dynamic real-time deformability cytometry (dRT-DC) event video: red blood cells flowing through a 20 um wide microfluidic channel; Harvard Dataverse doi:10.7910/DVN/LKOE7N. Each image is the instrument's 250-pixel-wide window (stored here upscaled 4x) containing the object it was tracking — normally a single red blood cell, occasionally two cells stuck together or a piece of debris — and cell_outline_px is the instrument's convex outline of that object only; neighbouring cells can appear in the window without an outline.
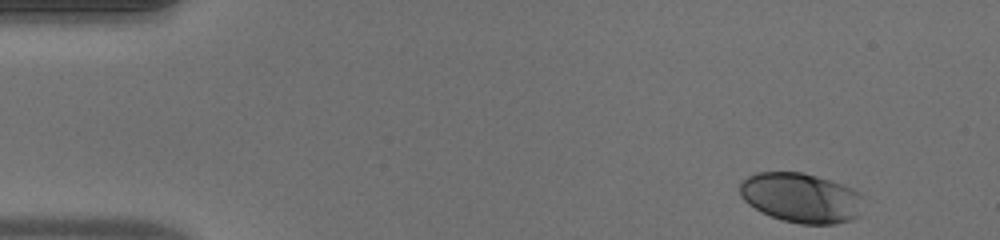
{"species": "human", "species_latin": "Homo sapiens", "temperature_condition": "warm", "stored_images_in_passage": 47, "camera_frame_rate_fps": 3000, "um_per_image_px": 0.085, "donor": {"sex": "male"}, "frame": {"image": 1, "passage_image": 1, "time_ms": 0.0, "image_size_px": [1000, 240], "cell_outline_px": [[864, 196], [860, 216], [852, 220], [836, 224], [800, 224], [784, 220], [760, 212], [748, 204], [740, 196], [740, 184], [748, 176], [756, 172], [804, 172], [852, 188], [860, 192]], "centroid_in_image_um": [68.12, 16.82], "position_along_channel_um": 16.9, "area_um2": 36.07}}
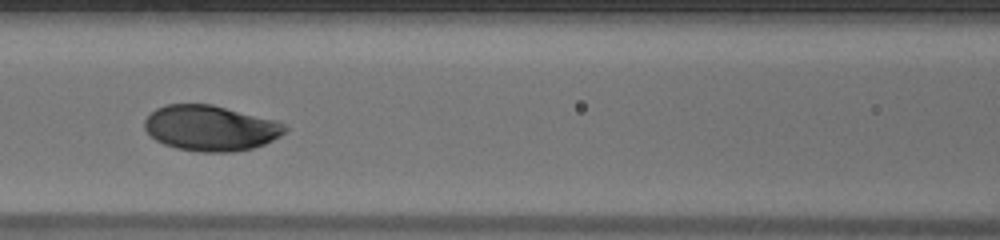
{"frame": {"image": 2, "passage_image": 19, "time_ms": 6.0, "image_size_px": [1000, 240], "cell_outline_px": [[288, 128], [280, 136], [264, 144], [252, 148], [232, 152], [200, 152], [176, 148], [164, 144], [156, 140], [144, 128], [144, 120], [156, 108], [164, 104], [212, 104], [276, 120], [284, 124]], "centroid_in_image_um": [17.89, 10.88], "position_along_channel_um": 148.7, "area_um2": 37.22}}
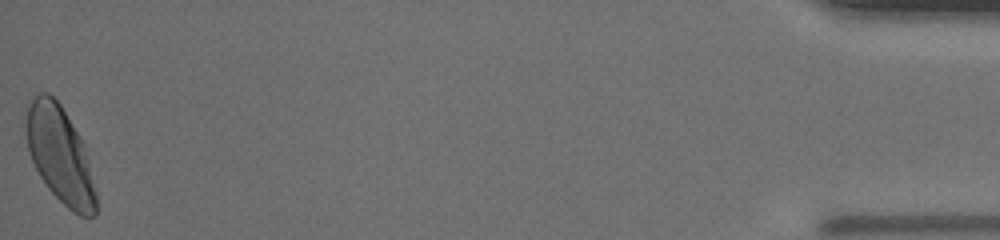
{"frame": {"image": 3, "passage_image": 47, "time_ms": 15.333, "image_size_px": [1000, 240], "cell_outline_px": [[96, 216], [80, 216], [72, 212], [48, 188], [40, 176], [28, 152], [28, 108], [32, 100], [40, 92], [48, 92], [60, 104], [84, 144], [96, 192]], "centroid_in_image_um": [5.14, 13.21], "position_along_channel_um": 430.1, "area_um2": 38.32}, "authors_computed_cell_mechanics": {"area_um2": 36.8764, "velocity_mm_per_s": 4.044, "shape_relaxation_time_tau1_ms": 2.5313, "shape_relaxation_time_tau2_ms": null, "deformation_change_tau1": 0.1347, "deformation_change_tau2": null}}